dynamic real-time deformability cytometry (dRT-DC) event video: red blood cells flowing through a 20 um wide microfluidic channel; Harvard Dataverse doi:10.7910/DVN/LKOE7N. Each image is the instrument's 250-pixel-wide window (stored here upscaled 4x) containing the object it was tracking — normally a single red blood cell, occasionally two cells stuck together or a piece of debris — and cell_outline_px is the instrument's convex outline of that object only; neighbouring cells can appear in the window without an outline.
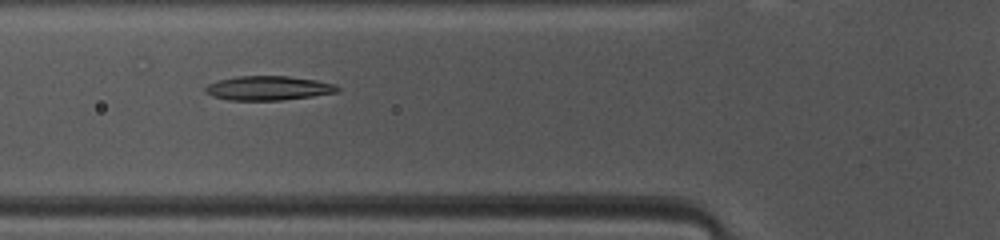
{"species": "common noctule bat (a hibernating species)", "species_latin": "Nyctalus noctula", "temperature_condition": "warm", "stored_images_in_passage": 29, "camera_frame_rate_fps": 3000, "um_per_image_px": 0.085, "animal": {"sex": "female", "body_mass_g": 10.0, "forearm_length_mm": 53.1}, "frame": {"image": 1, "passage_image": 6, "time_ms": 1.667, "image_size_px": [1000, 240], "cell_outline_px": [[340, 92], [312, 96], [280, 100], [228, 100], [212, 96], [204, 92], [204, 88], [208, 84], [220, 80], [236, 76], [288, 76], [316, 80], [336, 84], [340, 88]], "centroid_in_image_um": [22.82, 7.49], "position_along_channel_um": 103.0, "area_um2": 18.73}}
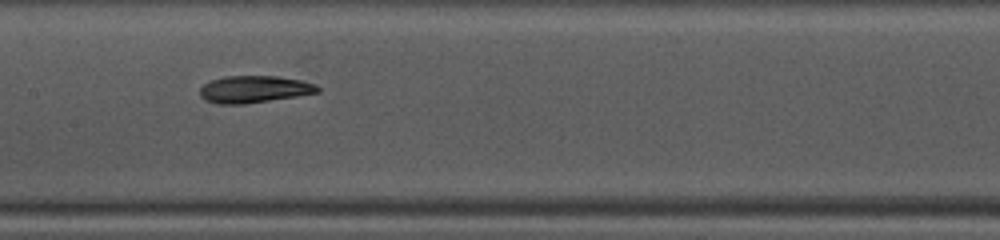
{"frame": {"image": 2, "passage_image": 12, "time_ms": 3.667, "image_size_px": [1000, 240], "cell_outline_px": [[320, 92], [296, 96], [244, 104], [220, 104], [204, 100], [200, 96], [200, 88], [204, 84], [212, 80], [224, 76], [280, 76], [300, 80], [316, 84], [320, 88]], "centroid_in_image_um": [21.6, 7.58], "position_along_channel_um": 185.8, "area_um2": 18.55}}
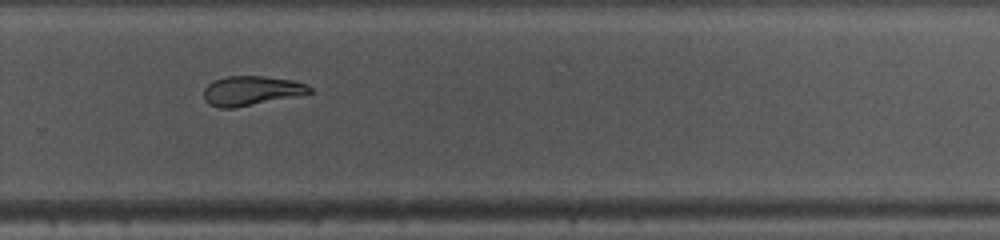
{"frame": {"image": 3, "passage_image": 21, "time_ms": 6.667, "image_size_px": [1000, 240], "cell_outline_px": [[312, 92], [236, 108], [220, 108], [208, 104], [204, 100], [204, 88], [212, 80], [228, 76], [264, 76], [292, 80], [308, 84], [312, 88]], "centroid_in_image_um": [21.32, 7.7], "position_along_channel_um": 308.5, "area_um2": 18.15}, "authors_computed_cell_mechanics": {"area_um2": 18.6694, "velocity_mm_per_s": 4.1047, "shape_relaxation_time_tau1_ms": 7.5041, "shape_relaxation_time_tau2_ms": 4.5606, "deformation_change_tau1": 0.2246, "deformation_change_tau2": 0.101}}